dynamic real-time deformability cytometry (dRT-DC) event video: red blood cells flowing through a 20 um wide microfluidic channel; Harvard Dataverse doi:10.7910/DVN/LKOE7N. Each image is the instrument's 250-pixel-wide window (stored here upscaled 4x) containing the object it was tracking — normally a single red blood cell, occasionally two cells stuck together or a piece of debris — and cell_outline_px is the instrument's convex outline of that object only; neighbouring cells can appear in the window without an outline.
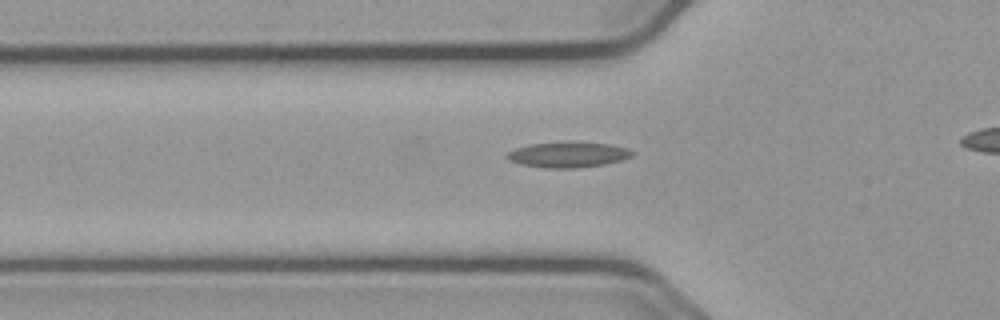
{"species": "common noctule bat (a hibernating species)", "species_latin": "Nyctalus noctula", "temperature_condition": "cold", "stored_images_in_passage": 33, "camera_frame_rate_fps": 3000, "um_per_image_px": 0.085, "animal": {"sex": "male", "body_mass_g": 23.1, "forearm_length_mm": 52.7}, "frame": {"image": 1, "passage_image": 6, "time_ms": 1.667, "image_size_px": [1000, 320], "cell_outline_px": [[632, 156], [624, 160], [604, 164], [572, 168], [548, 168], [524, 164], [512, 160], [504, 156], [508, 152], [516, 148], [528, 144], [608, 144], [628, 148], [632, 152]], "centroid_in_image_um": [48.31, 13.18], "position_along_channel_um": 77.5, "area_um2": 17.57}}
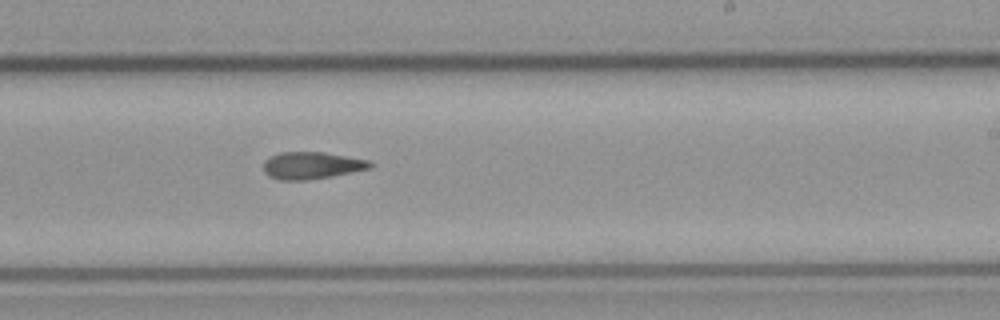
{"frame": {"image": 2, "passage_image": 21, "time_ms": 6.667, "image_size_px": [1000, 320], "cell_outline_px": [[376, 164], [372, 168], [332, 176], [308, 180], [280, 180], [268, 176], [264, 172], [264, 160], [280, 152], [324, 152], [368, 160]], "centroid_in_image_um": [26.52, 14.07], "position_along_channel_um": 262.5, "area_um2": 16.94}}
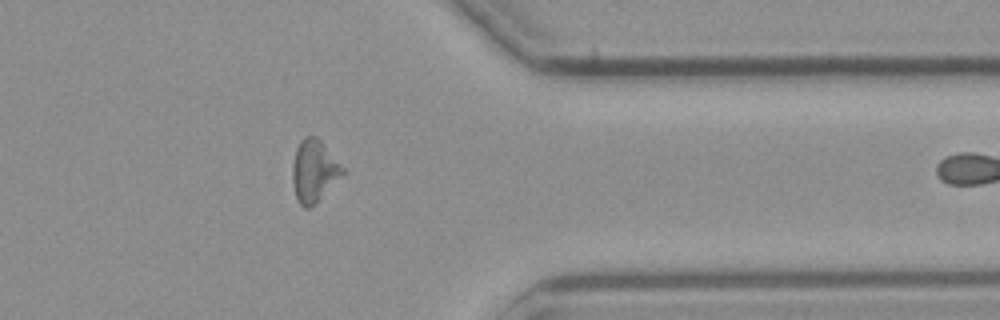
{"frame": {"image": 3, "passage_image": 32, "time_ms": 10.333, "image_size_px": [1000, 320], "cell_outline_px": [[344, 172], [308, 208], [304, 208], [300, 204], [296, 196], [292, 180], [292, 164], [296, 148], [300, 140], [304, 136], [316, 136], [320, 140], [344, 168]], "centroid_in_image_um": [26.64, 14.47], "position_along_channel_um": 384.8, "area_um2": 17.46}}